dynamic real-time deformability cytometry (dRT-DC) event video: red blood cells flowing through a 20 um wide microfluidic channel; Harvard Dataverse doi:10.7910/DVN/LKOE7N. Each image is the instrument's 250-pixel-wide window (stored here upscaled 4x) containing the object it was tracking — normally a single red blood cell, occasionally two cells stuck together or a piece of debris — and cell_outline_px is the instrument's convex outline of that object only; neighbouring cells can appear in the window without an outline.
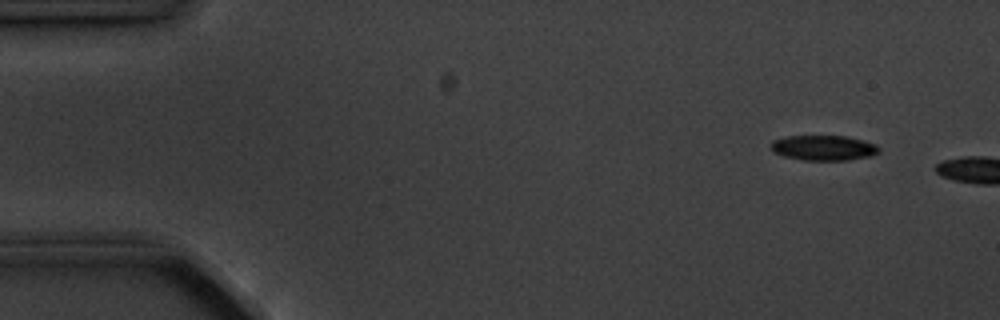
{"species": "common noctule bat (a hibernating species)", "species_latin": "Nyctalus noctula", "temperature_condition": "cold", "stored_images_in_passage": 2, "camera_frame_rate_fps": 3000, "um_per_image_px": 0.085, "animal": {"sex": "male", "body_mass_g": 20.1, "forearm_length_mm": 53.5}, "frame": {"image": 1, "passage_image": 1, "time_ms": 0.0, "image_size_px": [1000, 320], "cell_outline_px": [[880, 152], [872, 156], [848, 160], [804, 160], [784, 156], [772, 152], [768, 144], [772, 140], [784, 136], [844, 136], [864, 140], [876, 144], [880, 148]], "centroid_in_image_um": [69.98, 12.56], "position_along_channel_um": 15.0, "area_um2": 16.13}}